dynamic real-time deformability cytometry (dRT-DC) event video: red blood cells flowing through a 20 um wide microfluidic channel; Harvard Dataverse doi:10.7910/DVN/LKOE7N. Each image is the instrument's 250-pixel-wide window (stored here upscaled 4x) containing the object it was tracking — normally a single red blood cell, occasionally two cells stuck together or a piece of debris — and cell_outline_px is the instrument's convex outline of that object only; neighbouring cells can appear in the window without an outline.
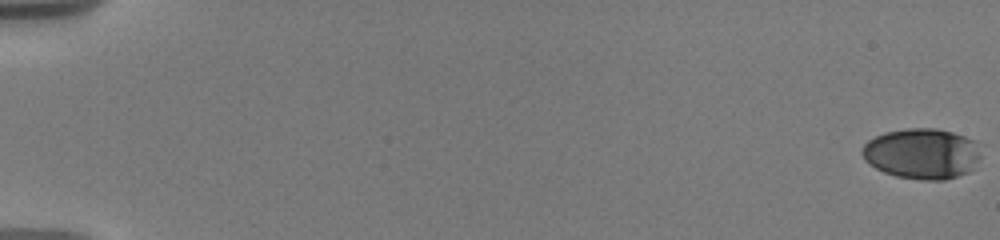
{"species": "human", "species_latin": "Homo sapiens", "temperature_condition": "warm", "stored_images_in_passage": 32, "camera_frame_rate_fps": 3000, "um_per_image_px": 0.085, "donor": {"sex": "male"}, "frame": {"image": 1, "passage_image": 1, "time_ms": 0.0, "image_size_px": [1000, 240], "cell_outline_px": [[980, 156], [972, 168], [968, 172], [944, 180], [920, 180], [896, 176], [884, 172], [876, 168], [864, 160], [860, 152], [864, 144], [868, 140], [884, 132], [908, 128], [936, 128], [952, 132], [976, 140]], "centroid_in_image_um": [78.34, 13.05], "position_along_channel_um": 6.7, "area_um2": 35.08}}
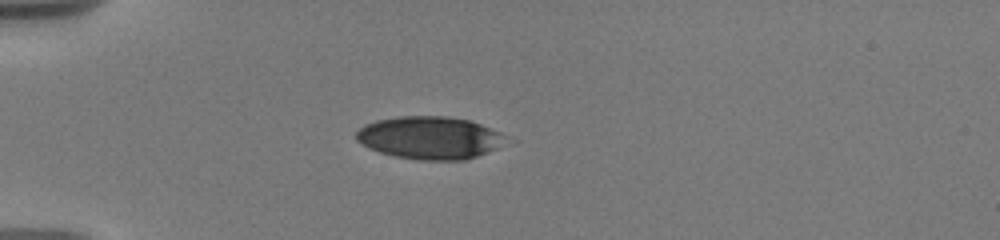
{"frame": {"image": 2, "passage_image": 28, "time_ms": 5.667, "image_size_px": [1000, 240], "cell_outline_px": [[516, 140], [476, 156], [464, 160], [420, 160], [396, 156], [380, 152], [356, 140], [356, 132], [364, 124], [376, 120], [400, 116], [448, 116], [468, 120], [480, 124], [512, 136]], "centroid_in_image_um": [36.63, 11.7], "position_along_channel_um": 48.4, "area_um2": 37.51}}